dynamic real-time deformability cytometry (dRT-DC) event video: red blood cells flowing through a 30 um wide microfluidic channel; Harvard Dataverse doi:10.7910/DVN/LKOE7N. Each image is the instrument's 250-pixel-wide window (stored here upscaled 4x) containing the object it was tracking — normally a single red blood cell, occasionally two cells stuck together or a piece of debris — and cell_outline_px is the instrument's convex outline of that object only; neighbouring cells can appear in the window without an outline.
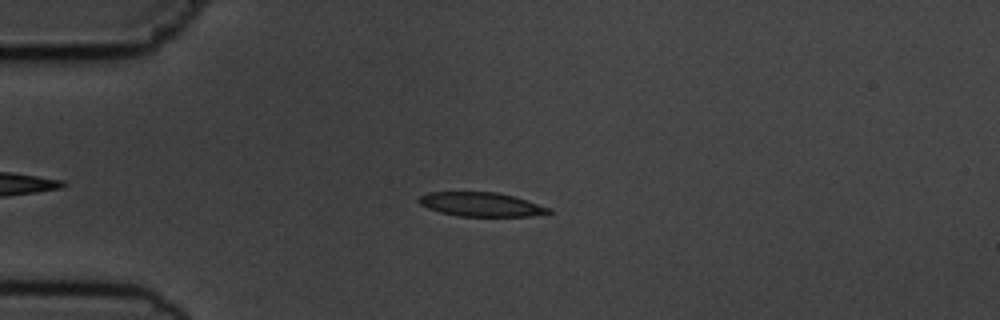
{"species": "common noctule bat (a hibernating species)", "species_latin": "Nyctalus noctula", "temperature_condition": "cold", "stored_images_in_passage": 6, "camera_frame_rate_fps": 3000, "um_per_image_px": 0.085, "animal": {"sex": "male", "body_mass_g": 19.5, "forearm_length_mm": 54.6}, "frame": {"image": 1, "passage_image": 4, "time_ms": 3.333, "image_size_px": [1000, 320], "cell_outline_px": [[552, 212], [528, 216], [460, 216], [440, 212], [428, 208], [420, 204], [416, 200], [420, 196], [428, 192], [496, 192], [528, 200], [552, 208]], "centroid_in_image_um": [40.89, 17.37], "position_along_channel_um": 44.1, "area_um2": 18.15}}
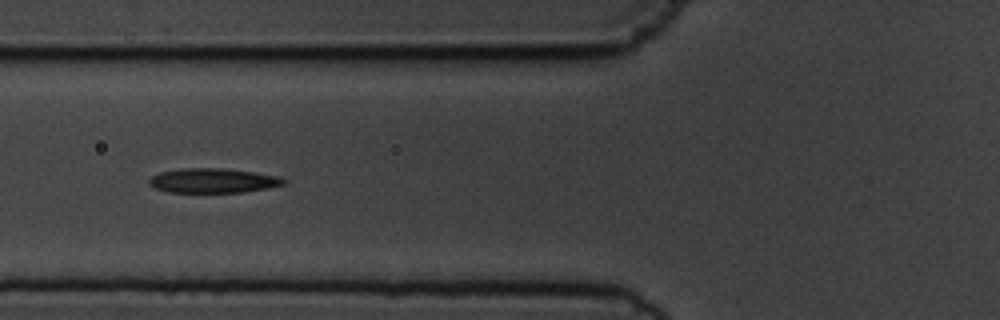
{"frame": {"image": 2, "passage_image": 6, "time_ms": 5.667, "image_size_px": [1000, 320], "cell_outline_px": [[284, 184], [268, 188], [240, 192], [168, 192], [156, 188], [148, 184], [148, 180], [152, 176], [160, 172], [180, 168], [220, 168], [252, 172], [276, 176], [284, 180]], "centroid_in_image_um": [18.03, 15.35], "position_along_channel_um": 107.8, "area_um2": 18.96}}